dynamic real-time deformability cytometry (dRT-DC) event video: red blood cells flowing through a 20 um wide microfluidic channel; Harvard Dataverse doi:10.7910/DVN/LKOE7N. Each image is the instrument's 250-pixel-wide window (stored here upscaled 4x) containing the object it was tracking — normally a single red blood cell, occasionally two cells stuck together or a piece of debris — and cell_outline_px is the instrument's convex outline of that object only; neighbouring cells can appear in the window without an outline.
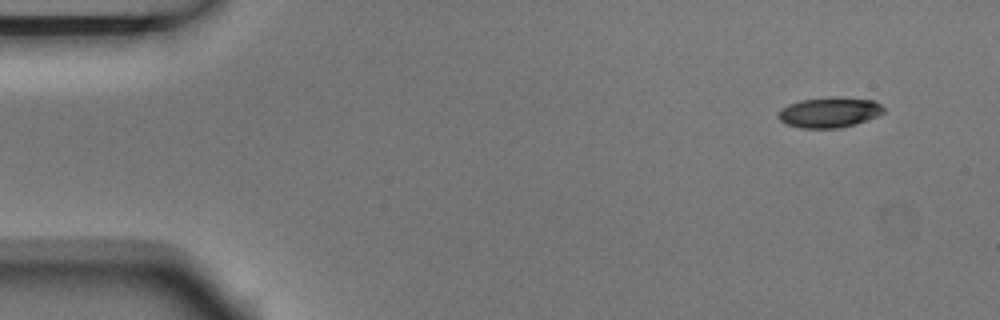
{"species": "Egyptian fruit bat (a non-hibernating species)", "species_latin": "Rousettus aegyptiacus", "temperature_condition": "room temperature", "stored_images_in_passage": 4, "camera_frame_rate_fps": 3000, "um_per_image_px": 0.085, "animal": {"sex": "male"}, "frame": {"image": 1, "passage_image": 1, "time_ms": 0.0, "image_size_px": [1000, 320], "cell_outline_px": [[884, 112], [876, 116], [856, 124], [840, 128], [800, 128], [788, 124], [780, 120], [776, 116], [780, 108], [788, 104], [800, 100], [832, 96], [840, 96], [872, 100], [880, 104], [884, 108]], "centroid_in_image_um": [70.47, 9.54], "position_along_channel_um": 14.5, "area_um2": 18.84}}
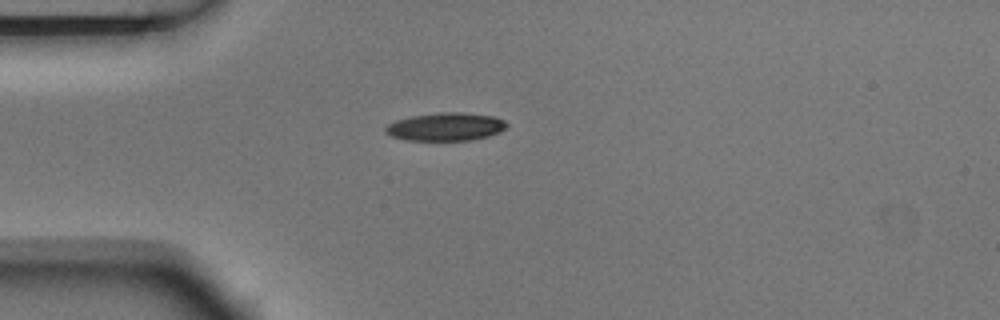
{"frame": {"image": 2, "passage_image": 4, "time_ms": 1.0, "image_size_px": [1000, 320], "cell_outline_px": [[508, 124], [500, 132], [488, 136], [472, 140], [404, 140], [392, 136], [384, 132], [384, 128], [388, 124], [396, 120], [412, 116], [440, 112], [460, 112], [492, 116], [504, 120]], "centroid_in_image_um": [37.86, 10.77], "position_along_channel_um": 47.1, "area_um2": 19.77}}